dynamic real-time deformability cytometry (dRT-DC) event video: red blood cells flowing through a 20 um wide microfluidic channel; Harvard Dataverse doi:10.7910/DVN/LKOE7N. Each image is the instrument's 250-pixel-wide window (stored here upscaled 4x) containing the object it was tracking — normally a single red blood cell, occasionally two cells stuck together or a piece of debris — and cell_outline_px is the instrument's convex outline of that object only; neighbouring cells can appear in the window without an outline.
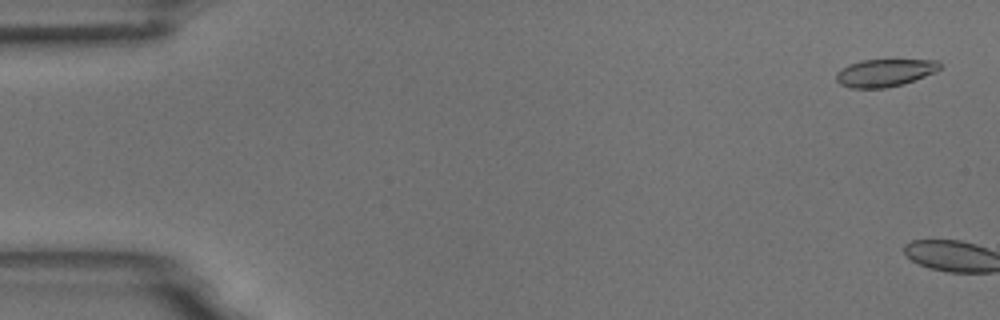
{"species": "common noctule bat (a hibernating species)", "species_latin": "Nyctalus noctula", "temperature_condition": "room temperature", "stored_images_in_passage": 4, "camera_frame_rate_fps": 3000, "um_per_image_px": 0.085, "animal": {"sex": "male", "body_mass_g": 18.8}, "frame": {"image": 1, "passage_image": 2, "time_ms": 0.333, "image_size_px": [1000, 320], "cell_outline_px": [[940, 68], [936, 72], [904, 84], [884, 88], [852, 88], [840, 84], [836, 80], [836, 72], [848, 64], [860, 60], [936, 60], [940, 64]], "centroid_in_image_um": [75.18, 6.19], "position_along_channel_um": 9.8, "area_um2": 16.65}}